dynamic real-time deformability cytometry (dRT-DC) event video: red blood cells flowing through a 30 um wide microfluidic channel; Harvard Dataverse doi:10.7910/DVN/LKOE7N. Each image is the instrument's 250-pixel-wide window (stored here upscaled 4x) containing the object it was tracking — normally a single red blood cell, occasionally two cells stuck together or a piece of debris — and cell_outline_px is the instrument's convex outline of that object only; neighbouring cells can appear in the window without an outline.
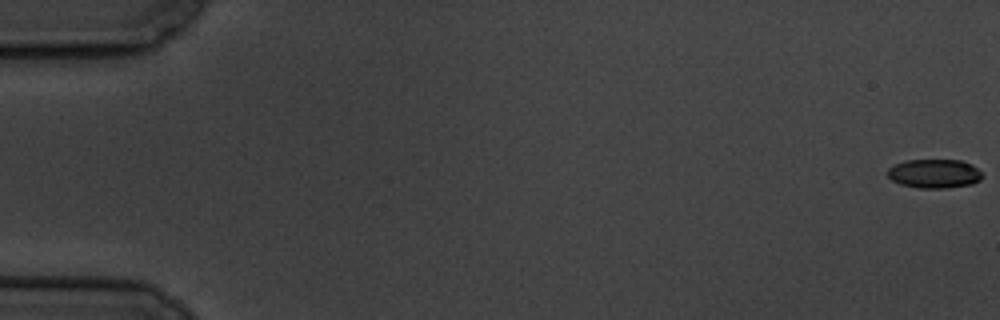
{"species": "common noctule bat (a hibernating species)", "species_latin": "Nyctalus noctula", "temperature_condition": "cold", "stored_images_in_passage": 5, "camera_frame_rate_fps": 3000, "um_per_image_px": 0.085, "animal": {"sex": "male", "body_mass_g": 19.5, "forearm_length_mm": 54.6}, "frame": {"image": 1, "passage_image": 1, "time_ms": 0.0, "image_size_px": [1000, 320], "cell_outline_px": [[984, 176], [980, 180], [972, 184], [944, 188], [920, 188], [900, 184], [892, 180], [888, 176], [888, 168], [904, 160], [960, 160], [972, 164], [984, 172]], "centroid_in_image_um": [79.47, 14.75], "position_along_channel_um": 5.5, "area_um2": 16.13}}